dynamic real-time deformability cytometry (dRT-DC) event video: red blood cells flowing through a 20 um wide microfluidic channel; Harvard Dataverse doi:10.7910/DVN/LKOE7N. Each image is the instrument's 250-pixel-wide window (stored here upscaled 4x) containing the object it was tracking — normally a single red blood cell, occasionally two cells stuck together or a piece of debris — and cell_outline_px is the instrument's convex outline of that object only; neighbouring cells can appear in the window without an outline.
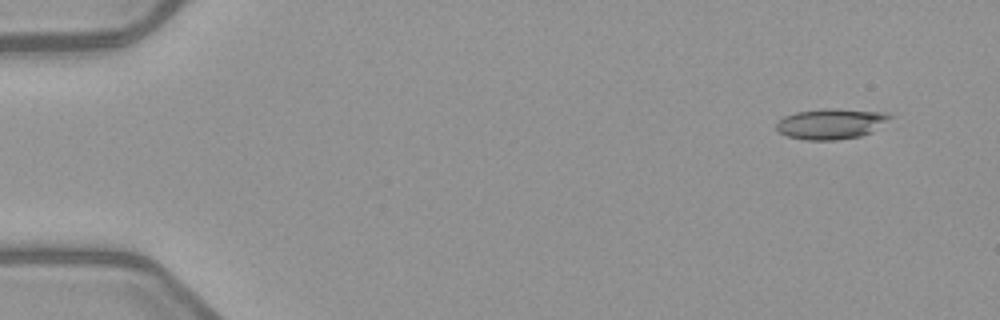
{"species": "common noctule bat (a hibernating species)", "species_latin": "Nyctalus noctula", "temperature_condition": "warm", "stored_images_in_passage": 6, "camera_frame_rate_fps": 3000, "um_per_image_px": 0.085, "animal": {"sex": "female", "body_mass_g": 21.9}, "frame": {"image": 1, "passage_image": 1, "time_ms": 0.0, "image_size_px": [1000, 320], "cell_outline_px": [[896, 116], [872, 132], [860, 136], [836, 140], [804, 140], [788, 136], [780, 132], [776, 128], [776, 120], [784, 116], [796, 112], [828, 108], [836, 108], [884, 112]], "centroid_in_image_um": [70.66, 10.51], "position_along_channel_um": 14.3, "area_um2": 20.46}}
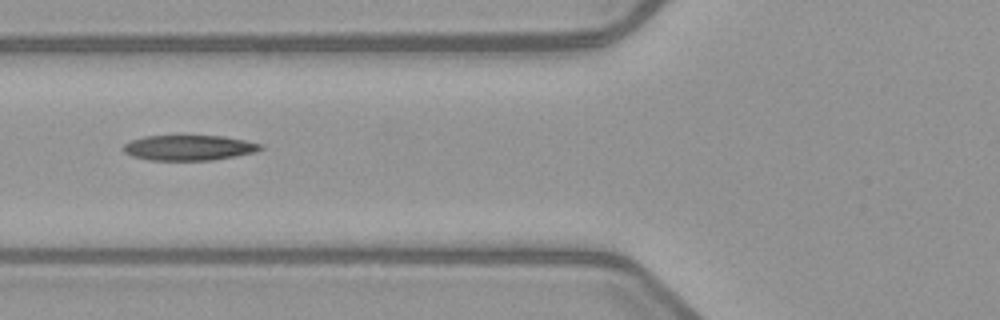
{"frame": {"image": 2, "passage_image": 5, "time_ms": 5.667, "image_size_px": [1000, 320], "cell_outline_px": [[264, 148], [256, 152], [236, 156], [212, 160], [148, 160], [132, 156], [124, 152], [120, 148], [124, 144], [132, 140], [144, 136], [224, 136], [264, 144]], "centroid_in_image_um": [16.07, 12.56], "position_along_channel_um": 109.7, "area_um2": 20.35}}
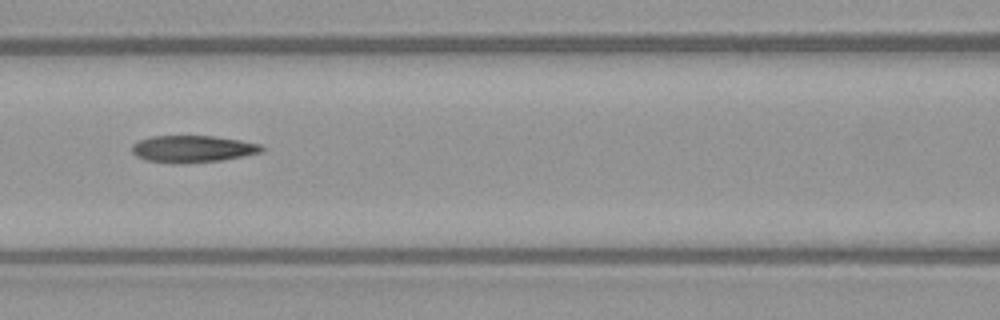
{"frame": {"image": 3, "passage_image": 6, "time_ms": 6.667, "image_size_px": [1000, 320], "cell_outline_px": [[264, 148], [260, 152], [244, 156], [220, 160], [180, 164], [176, 164], [144, 160], [136, 156], [132, 152], [132, 144], [140, 140], [152, 136], [212, 136], [240, 140], [260, 144]], "centroid_in_image_um": [16.33, 12.66], "position_along_channel_um": 150.3, "area_um2": 20.35}}